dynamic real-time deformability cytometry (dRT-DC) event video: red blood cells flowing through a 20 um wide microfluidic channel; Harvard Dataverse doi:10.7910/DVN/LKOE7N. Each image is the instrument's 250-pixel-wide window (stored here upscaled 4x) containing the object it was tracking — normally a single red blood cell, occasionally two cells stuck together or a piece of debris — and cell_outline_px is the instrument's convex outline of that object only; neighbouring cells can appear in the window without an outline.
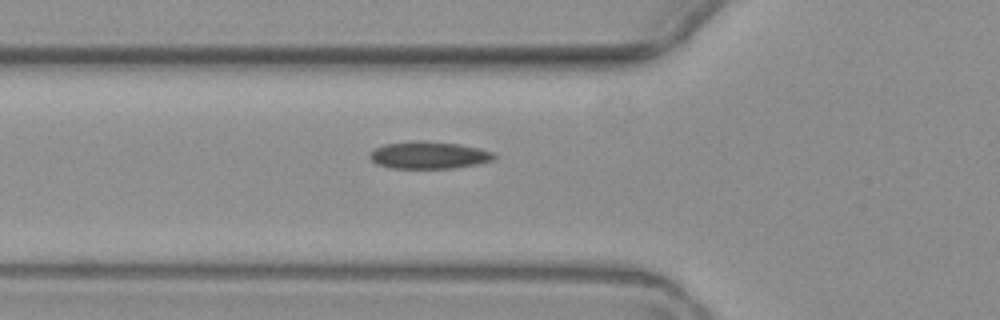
{"species": "common noctule bat (a hibernating species)", "species_latin": "Nyctalus noctula", "temperature_condition": "warm", "stored_images_in_passage": 4, "camera_frame_rate_fps": 3000, "um_per_image_px": 0.085, "animal": {"sex": "female", "body_mass_g": 19.3, "forearm_length_mm": 54.1}, "frame": {"image": 1, "passage_image": 4, "time_ms": 3.667, "image_size_px": [1000, 320], "cell_outline_px": [[496, 156], [492, 160], [476, 164], [452, 168], [388, 168], [376, 164], [368, 156], [376, 148], [384, 144], [412, 140], [424, 140], [460, 144], [480, 148], [492, 152]], "centroid_in_image_um": [36.42, 13.17], "position_along_channel_um": 89.4, "area_um2": 19.83}}